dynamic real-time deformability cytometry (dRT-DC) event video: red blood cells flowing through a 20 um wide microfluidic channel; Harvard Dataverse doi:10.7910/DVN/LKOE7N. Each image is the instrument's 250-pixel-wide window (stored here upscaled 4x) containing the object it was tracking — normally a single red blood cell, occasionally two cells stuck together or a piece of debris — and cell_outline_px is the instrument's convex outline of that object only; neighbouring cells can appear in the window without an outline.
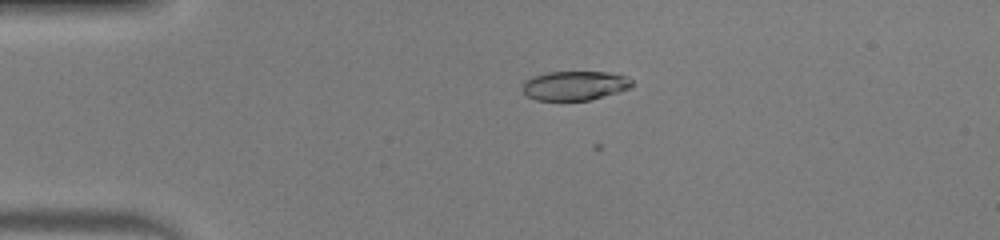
{"species": "human", "species_latin": "Homo sapiens", "temperature_condition": "warm", "stored_images_in_passage": 51, "camera_frame_rate_fps": 3000, "um_per_image_px": 0.085, "donor": {"sex": "male"}, "frame": {"image": 1, "passage_image": 12, "time_ms": 3.667, "image_size_px": [1000, 240], "cell_outline_px": [[632, 84], [628, 88], [616, 92], [588, 100], [536, 100], [528, 96], [520, 88], [524, 80], [532, 76], [548, 72], [608, 72], [624, 76], [632, 80]], "centroid_in_image_um": [48.77, 7.27], "position_along_channel_um": 36.2, "area_um2": 18.5}}
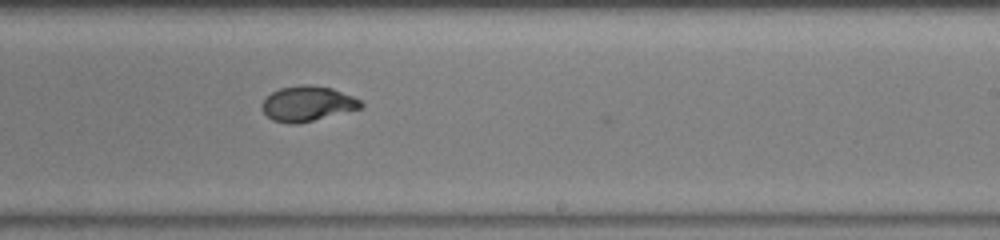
{"frame": {"image": 2, "passage_image": 32, "time_ms": 10.333, "image_size_px": [1000, 240], "cell_outline_px": [[364, 108], [296, 124], [288, 124], [272, 120], [260, 108], [260, 104], [272, 92], [280, 88], [304, 84], [308, 84], [332, 88], [352, 96], [360, 100], [364, 104]], "centroid_in_image_um": [26.14, 8.81], "position_along_channel_um": 262.9, "area_um2": 20.29}}
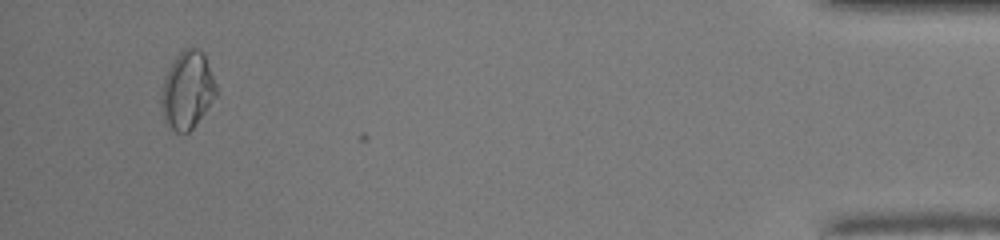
{"frame": {"image": 3, "passage_image": 49, "time_ms": 16.0, "image_size_px": [1000, 240], "cell_outline_px": [[216, 96], [196, 124], [188, 132], [176, 132], [164, 120], [160, 108], [160, 92], [164, 76], [168, 68], [176, 56], [184, 48], [200, 48], [204, 52], [216, 84]], "centroid_in_image_um": [15.9, 7.64], "position_along_channel_um": 419.3, "area_um2": 24.97}, "authors_computed_cell_mechanics": {"area_um2": 20.3456, "velocity_mm_per_s": 4.0696, "shape_relaxation_time_tau1_ms": null, "shape_relaxation_time_tau2_ms": 1.1346, "deformation_change_tau1": null, "deformation_change_tau2": 0.0498}}